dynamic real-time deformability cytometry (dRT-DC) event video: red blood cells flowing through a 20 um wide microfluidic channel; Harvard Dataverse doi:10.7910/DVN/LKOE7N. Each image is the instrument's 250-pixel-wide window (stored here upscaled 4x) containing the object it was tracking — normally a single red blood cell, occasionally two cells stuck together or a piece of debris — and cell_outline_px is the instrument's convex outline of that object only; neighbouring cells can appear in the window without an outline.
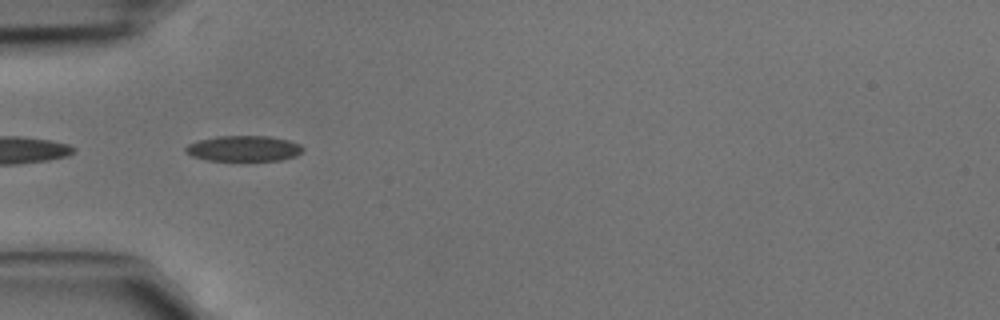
{"species": "common noctule bat (a hibernating species)", "species_latin": "Nyctalus noctula", "temperature_condition": "cold", "stored_images_in_passage": 11, "segment_of_instrument_passage": [2, 2], "camera_frame_rate_fps": 3000, "um_per_image_px": 0.085, "animal": {"sex": "male", "body_mass_g": 15.6}, "frame": {"image": 1, "passage_image": 9, "time_ms": 2.667, "image_size_px": [1000, 320], "cell_outline_px": [[304, 152], [296, 156], [280, 160], [208, 160], [192, 156], [184, 152], [184, 148], [188, 144], [200, 140], [216, 136], [268, 136], [288, 140], [300, 144], [304, 148]], "centroid_in_image_um": [20.73, 12.62], "position_along_channel_um": 64.3, "area_um2": 17.51}}